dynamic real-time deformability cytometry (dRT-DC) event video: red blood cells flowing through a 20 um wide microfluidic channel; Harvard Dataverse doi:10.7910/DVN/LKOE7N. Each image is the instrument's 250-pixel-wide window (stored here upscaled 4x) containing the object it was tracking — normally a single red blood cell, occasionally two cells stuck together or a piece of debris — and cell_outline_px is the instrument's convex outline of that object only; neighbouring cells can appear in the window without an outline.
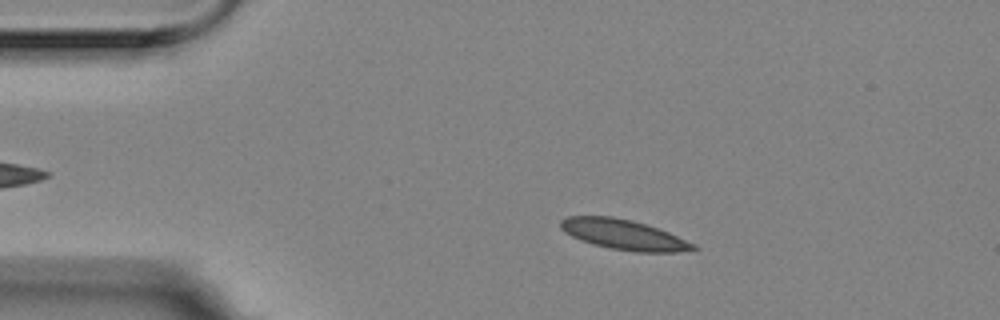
{"species": "Egyptian fruit bat (a non-hibernating species)", "species_latin": "Rousettus aegyptiacus", "temperature_condition": "room temperature", "stored_images_in_passage": 43, "camera_frame_rate_fps": 3000, "um_per_image_px": 0.085, "animal": {"sex": "female"}, "frame": {"image": 1, "passage_image": 5, "time_ms": 1.333, "image_size_px": [1000, 320], "cell_outline_px": [[700, 248], [676, 252], [636, 252], [612, 248], [592, 244], [572, 236], [564, 232], [560, 228], [560, 220], [568, 216], [612, 216], [632, 220], [668, 232], [696, 244]], "centroid_in_image_um": [53.01, 19.94], "position_along_channel_um": 32.0, "area_um2": 23.12}}
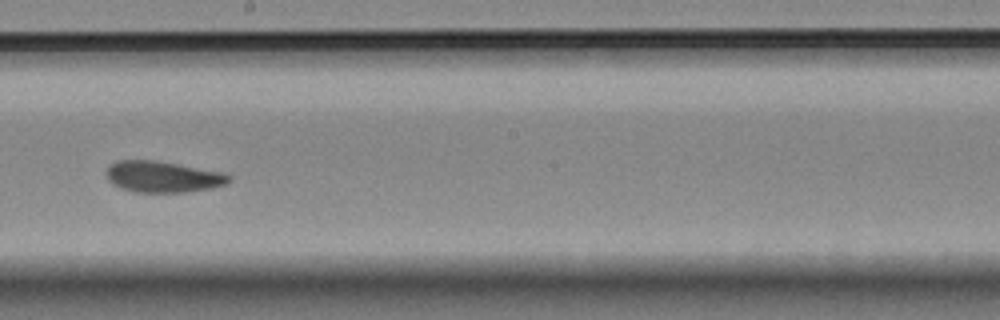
{"frame": {"image": 2, "passage_image": 26, "time_ms": 8.333, "image_size_px": [1000, 320], "cell_outline_px": [[232, 180], [228, 184], [212, 188], [184, 192], [136, 192], [120, 188], [112, 184], [108, 180], [104, 172], [108, 164], [116, 160], [156, 160], [220, 172], [232, 176]], "centroid_in_image_um": [13.79, 15.02], "position_along_channel_um": 234.4, "area_um2": 22.54}}
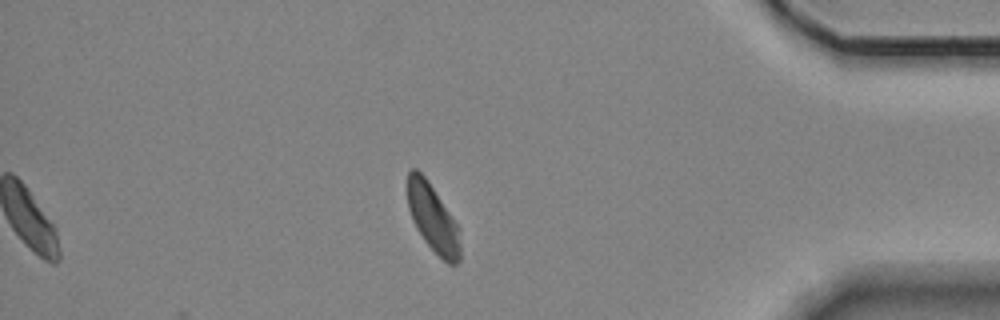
{"frame": {"image": 3, "passage_image": 43, "time_ms": 14.0, "image_size_px": [1000, 320], "cell_outline_px": [[460, 260], [456, 264], [448, 264], [424, 240], [416, 228], [412, 220], [408, 208], [408, 172], [412, 168], [416, 168], [428, 180], [460, 228]], "centroid_in_image_um": [36.8, 18.54], "position_along_channel_um": 398.4, "area_um2": 20.69}, "authors_computed_cell_mechanics": {"area_um2": 22.542, "velocity_mm_per_s": 3.5108, "shape_relaxation_time_tau1_ms": null, "shape_relaxation_time_tau2_ms": 4.9079, "deformation_change_tau1": null, "deformation_change_tau2": 0.0727}}